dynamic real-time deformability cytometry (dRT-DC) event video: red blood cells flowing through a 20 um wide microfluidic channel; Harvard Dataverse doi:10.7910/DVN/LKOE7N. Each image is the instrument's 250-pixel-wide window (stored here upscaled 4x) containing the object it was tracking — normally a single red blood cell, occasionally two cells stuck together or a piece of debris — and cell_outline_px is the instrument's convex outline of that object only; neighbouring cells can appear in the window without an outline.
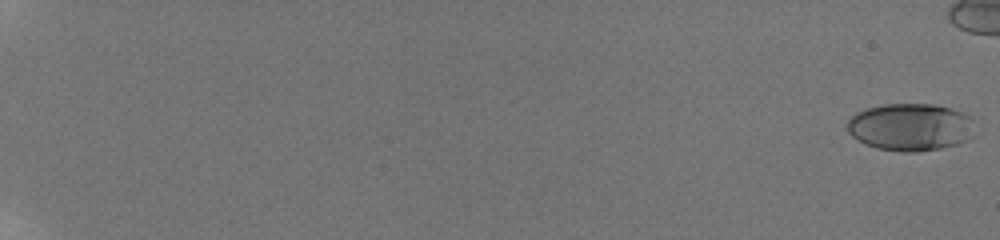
{"species": "human", "species_latin": "Homo sapiens", "temperature_condition": "room temperature", "stored_images_in_passage": 35, "camera_frame_rate_fps": 3000, "um_per_image_px": 0.085, "donor": {"sex": "male"}, "frame": {"image": 1, "passage_image": 1, "time_ms": 0.0, "image_size_px": [1000, 240], "cell_outline_px": [[972, 136], [956, 144], [940, 148], [916, 152], [900, 152], [876, 148], [864, 144], [852, 136], [848, 132], [848, 120], [856, 112], [864, 108], [880, 104], [936, 104], [952, 108], [972, 116]], "centroid_in_image_um": [77.36, 10.79], "position_along_channel_um": 7.6, "area_um2": 35.49}}
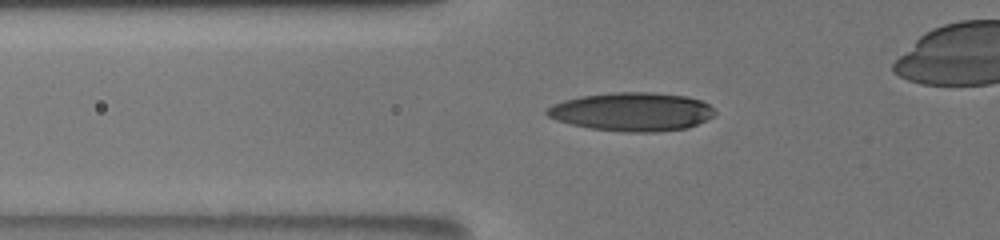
{"frame": {"image": 2, "passage_image": 16, "time_ms": 8.333, "image_size_px": [1000, 240], "cell_outline_px": [[716, 112], [708, 120], [688, 128], [656, 132], [624, 132], [592, 128], [572, 124], [556, 120], [548, 116], [544, 112], [544, 108], [552, 104], [564, 100], [580, 96], [612, 92], [652, 92], [688, 96], [700, 100], [708, 104]], "centroid_in_image_um": [53.71, 9.49], "position_along_channel_um": 72.1, "area_um2": 37.97}}
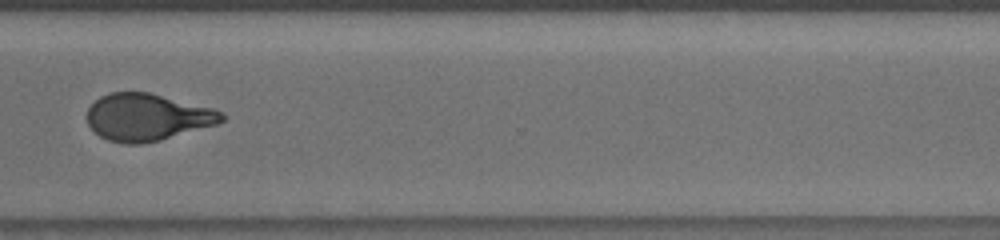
{"frame": {"image": 3, "passage_image": 30, "time_ms": 16.0, "image_size_px": [1000, 240], "cell_outline_px": [[224, 120], [216, 124], [160, 140], [140, 144], [120, 144], [108, 140], [100, 136], [88, 124], [88, 108], [100, 96], [108, 92], [148, 92], [212, 108], [224, 112]], "centroid_in_image_um": [12.5, 9.96], "position_along_channel_um": 358.1, "area_um2": 36.7}}